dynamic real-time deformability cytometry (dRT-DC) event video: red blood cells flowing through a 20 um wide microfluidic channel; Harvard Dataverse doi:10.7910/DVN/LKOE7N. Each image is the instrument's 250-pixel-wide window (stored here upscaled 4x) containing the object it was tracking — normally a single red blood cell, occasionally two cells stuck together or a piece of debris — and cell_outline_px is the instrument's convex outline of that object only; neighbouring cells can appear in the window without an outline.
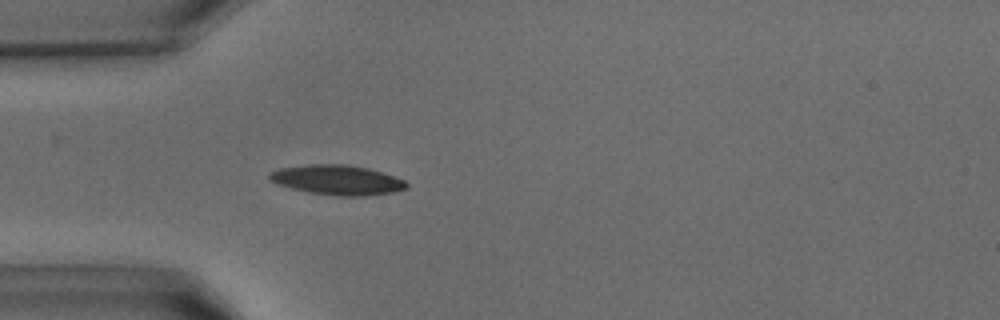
{"species": "common noctule bat (a hibernating species)", "species_latin": "Nyctalus noctula", "temperature_condition": "warm", "stored_images_in_passage": 9, "camera_frame_rate_fps": 3000, "um_per_image_px": 0.085, "animal": {"sex": "male", "body_mass_g": 15.6}, "frame": {"image": 1, "passage_image": 6, "time_ms": 1.667, "image_size_px": [1000, 320], "cell_outline_px": [[408, 188], [396, 192], [364, 196], [340, 196], [308, 192], [276, 184], [268, 180], [268, 176], [272, 172], [280, 168], [308, 164], [348, 164], [368, 168], [404, 180], [408, 184]], "centroid_in_image_um": [28.66, 15.3], "position_along_channel_um": 56.3, "area_um2": 23.81}}